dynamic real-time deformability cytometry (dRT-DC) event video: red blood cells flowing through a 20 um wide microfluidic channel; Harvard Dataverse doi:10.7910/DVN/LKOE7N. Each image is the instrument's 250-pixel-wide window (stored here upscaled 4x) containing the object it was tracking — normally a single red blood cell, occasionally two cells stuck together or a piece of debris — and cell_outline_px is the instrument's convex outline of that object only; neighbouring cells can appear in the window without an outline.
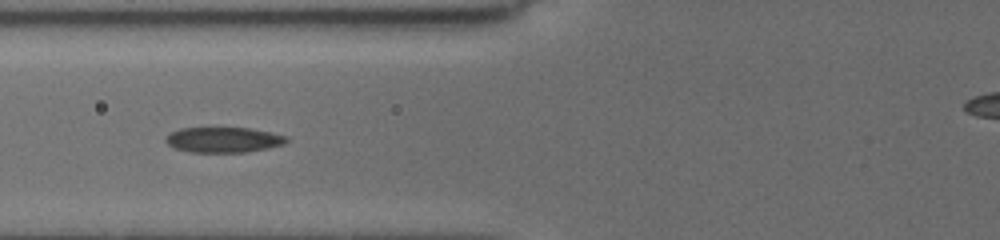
{"species": "common noctule bat (a hibernating species)", "species_latin": "Nyctalus noctula", "temperature_condition": "cold", "stored_images_in_passage": 18, "camera_frame_rate_fps": 3000, "um_per_image_px": 0.085, "animal": {"sex": "female", "body_mass_g": 19.5, "forearm_length_mm": 54.1}, "frame": {"image": 1, "passage_image": 16, "time_ms": 8.0, "image_size_px": [1000, 240], "cell_outline_px": [[288, 140], [284, 144], [268, 148], [248, 152], [192, 152], [176, 148], [168, 144], [164, 140], [164, 136], [180, 128], [248, 128], [272, 132], [288, 136]], "centroid_in_image_um": [19.01, 11.88], "position_along_channel_um": 106.8, "area_um2": 17.86}}
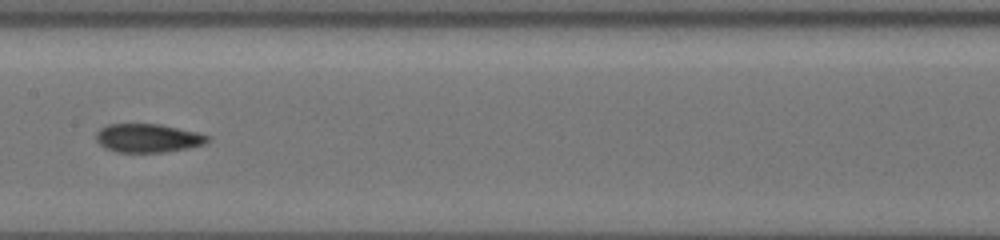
{"frame": {"image": 2, "passage_image": 18, "time_ms": 10.333, "image_size_px": [1000, 240], "cell_outline_px": [[212, 140], [204, 144], [188, 148], [164, 152], [116, 152], [104, 148], [96, 140], [96, 132], [100, 128], [108, 124], [160, 124], [196, 132], [212, 136]], "centroid_in_image_um": [12.59, 11.74], "position_along_channel_um": 194.8, "area_um2": 18.73}}